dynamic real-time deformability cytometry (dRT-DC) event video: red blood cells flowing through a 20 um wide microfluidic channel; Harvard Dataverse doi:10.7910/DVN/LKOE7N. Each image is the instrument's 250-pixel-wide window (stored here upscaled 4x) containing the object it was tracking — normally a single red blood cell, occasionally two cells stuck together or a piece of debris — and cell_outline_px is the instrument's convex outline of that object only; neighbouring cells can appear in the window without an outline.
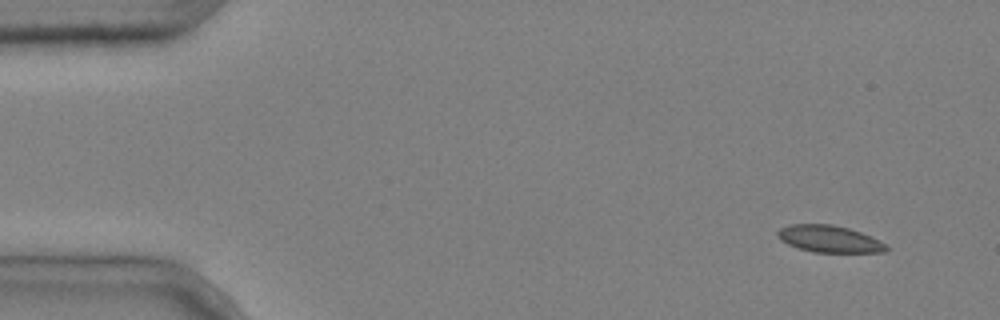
{"species": "common noctule bat (a hibernating species)", "species_latin": "Nyctalus noctula", "temperature_condition": "cold", "stored_images_in_passage": 5, "camera_frame_rate_fps": 3000, "um_per_image_px": 0.085, "animal": {"sex": "male", "body_mass_g": 20.4}, "frame": {"image": 1, "passage_image": 1, "time_ms": 0.0, "image_size_px": [1000, 320], "cell_outline_px": [[888, 248], [884, 252], [812, 252], [788, 244], [780, 240], [776, 236], [776, 232], [780, 228], [792, 224], [832, 224], [848, 228], [872, 236], [884, 244]], "centroid_in_image_um": [70.45, 20.3], "position_along_channel_um": 14.5, "area_um2": 16.94}}